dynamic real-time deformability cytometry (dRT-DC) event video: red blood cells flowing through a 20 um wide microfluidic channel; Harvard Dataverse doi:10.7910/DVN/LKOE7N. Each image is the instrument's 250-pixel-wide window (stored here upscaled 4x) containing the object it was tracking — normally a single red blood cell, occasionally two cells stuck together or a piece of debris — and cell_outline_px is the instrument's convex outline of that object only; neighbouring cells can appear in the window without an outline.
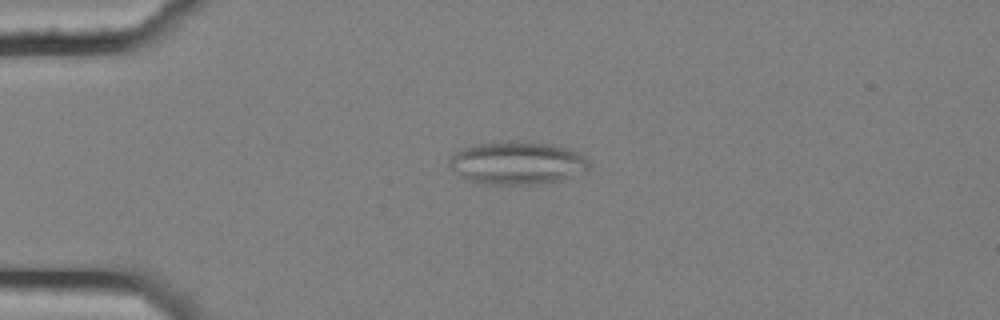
{"species": "common noctule bat (a hibernating species)", "species_latin": "Nyctalus noctula", "temperature_condition": "cold", "stored_images_in_passage": 3, "camera_frame_rate_fps": 3000, "um_per_image_px": 0.085, "animal": {"sex": "female", "body_mass_g": 25.1}, "frame": {"image": 1, "passage_image": 2, "time_ms": 0.333, "image_size_px": [1000, 320], "cell_outline_px": [[592, 164], [588, 172], [560, 180], [540, 184], [492, 184], [472, 180], [460, 176], [448, 164], [448, 160], [456, 152], [464, 148], [476, 144], [512, 140], [552, 144], [576, 152], [584, 156]], "centroid_in_image_um": [44.02, 13.85], "position_along_channel_um": 41.0, "area_um2": 34.91}}